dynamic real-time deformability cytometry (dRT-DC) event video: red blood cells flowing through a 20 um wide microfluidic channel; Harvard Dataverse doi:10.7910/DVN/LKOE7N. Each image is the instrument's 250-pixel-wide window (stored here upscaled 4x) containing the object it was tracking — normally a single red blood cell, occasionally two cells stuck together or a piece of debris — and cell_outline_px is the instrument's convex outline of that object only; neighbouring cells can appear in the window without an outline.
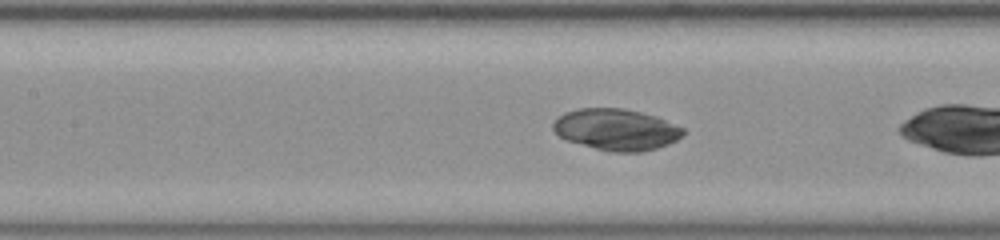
{"species": "common noctule bat (a hibernating species)", "species_latin": "Nyctalus noctula", "temperature_condition": "room temperature", "stored_images_in_passage": 25, "camera_frame_rate_fps": 3000, "um_per_image_px": 0.085, "animal": {"sex": "female", "body_mass_g": 23.0, "forearm_length_mm": 53.4}, "frame": {"image": 1, "passage_image": 8, "time_ms": 2.333, "image_size_px": [1000, 240], "cell_outline_px": [[684, 136], [668, 144], [644, 152], [608, 152], [564, 140], [552, 128], [552, 124], [556, 116], [564, 112], [580, 108], [624, 108], [656, 116], [684, 128]], "centroid_in_image_um": [52.35, 11.01], "position_along_channel_um": 155.0, "area_um2": 31.73}}
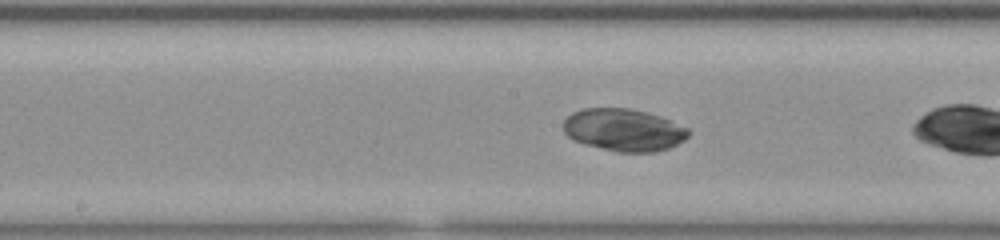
{"frame": {"image": 2, "passage_image": 11, "time_ms": 3.333, "image_size_px": [1000, 240], "cell_outline_px": [[692, 132], [684, 140], [668, 148], [656, 152], [616, 152], [584, 144], [572, 140], [564, 132], [564, 120], [572, 112], [584, 108], [628, 108], [648, 112], [672, 120], [688, 128]], "centroid_in_image_um": [53.03, 11.04], "position_along_channel_um": 195.2, "area_um2": 31.15}}